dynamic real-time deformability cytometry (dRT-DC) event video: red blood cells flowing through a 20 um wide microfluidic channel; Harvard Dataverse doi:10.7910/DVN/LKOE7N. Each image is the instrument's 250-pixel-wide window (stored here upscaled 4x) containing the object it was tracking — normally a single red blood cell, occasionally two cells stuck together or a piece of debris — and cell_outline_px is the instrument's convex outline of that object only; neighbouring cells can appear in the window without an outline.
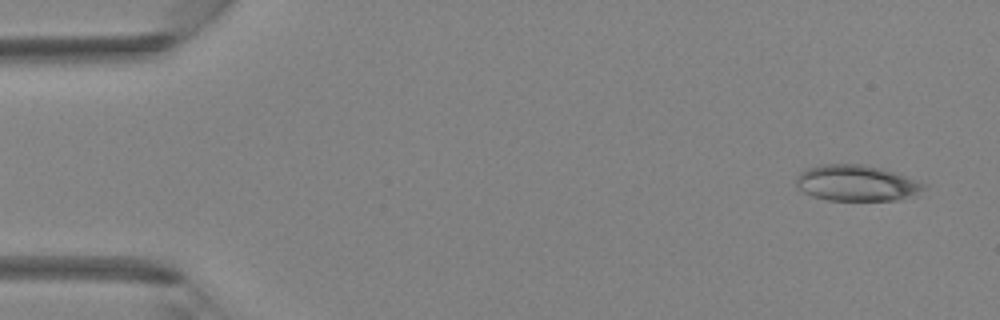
{"species": "Egyptian fruit bat (a non-hibernating species)", "species_latin": "Rousettus aegyptiacus", "temperature_condition": "room temperature", "stored_images_in_passage": 2, "camera_frame_rate_fps": 3000, "um_per_image_px": 0.085, "animal": {"sex": "female"}, "frame": {"image": 1, "passage_image": 2, "time_ms": 1.333, "image_size_px": [1000, 320], "cell_outline_px": [[928, 184], [924, 188], [908, 196], [896, 200], [828, 200], [812, 196], [796, 188], [796, 176], [800, 172], [808, 168], [820, 164], [864, 164], [896, 172]], "centroid_in_image_um": [72.75, 15.55], "position_along_channel_um": 12.2, "area_um2": 26.7}}